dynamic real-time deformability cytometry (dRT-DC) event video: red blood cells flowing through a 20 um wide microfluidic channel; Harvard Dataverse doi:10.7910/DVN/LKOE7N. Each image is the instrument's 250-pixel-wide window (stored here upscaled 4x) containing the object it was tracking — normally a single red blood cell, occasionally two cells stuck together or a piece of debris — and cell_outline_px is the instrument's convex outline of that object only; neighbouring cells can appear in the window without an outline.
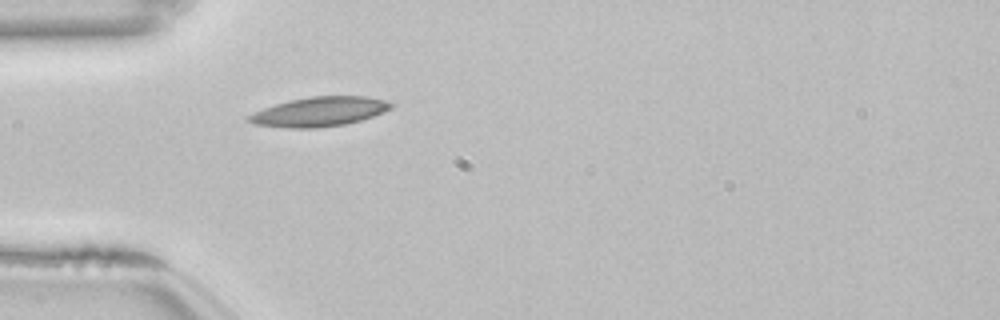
{"species": "common noctule bat (a hibernating species)", "species_latin": "Nyctalus noctula", "temperature_condition": "room temperature", "stored_images_in_passage": 38, "camera_frame_rate_fps": 3000, "um_per_image_px": 0.085, "animal": {"sex": "female", "body_mass_g": 22.7, "forearm_length_mm": 54.2}, "frame": {"image": 1, "passage_image": 1, "time_ms": 0.0, "image_size_px": [1000, 320], "cell_outline_px": [[396, 104], [392, 108], [384, 112], [360, 120], [344, 124], [316, 128], [288, 128], [252, 124], [244, 120], [244, 116], [264, 108], [288, 100], [308, 96], [368, 96], [384, 100]], "centroid_in_image_um": [27.1, 9.49], "position_along_channel_um": 57.9, "area_um2": 24.68}}
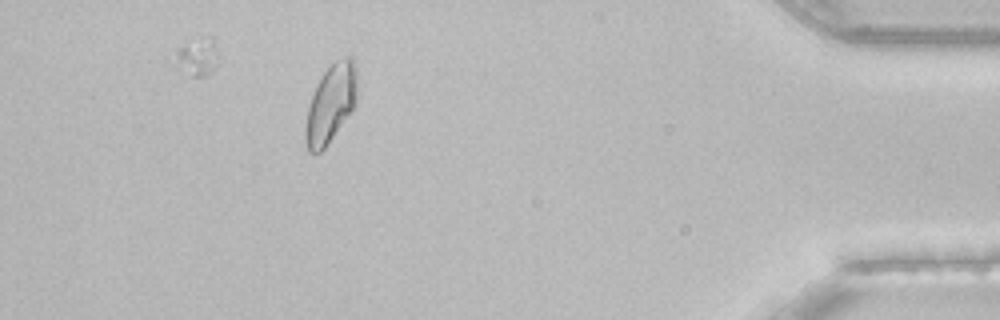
{"frame": {"image": 2, "passage_image": 33, "time_ms": 10.667, "image_size_px": [1000, 320], "cell_outline_px": [[356, 104], [328, 144], [320, 152], [308, 152], [304, 140], [304, 128], [308, 104], [316, 84], [324, 72], [336, 60], [348, 56], [352, 56], [356, 68]], "centroid_in_image_um": [28.08, 8.82], "position_along_channel_um": 407.1, "area_um2": 23.58}}